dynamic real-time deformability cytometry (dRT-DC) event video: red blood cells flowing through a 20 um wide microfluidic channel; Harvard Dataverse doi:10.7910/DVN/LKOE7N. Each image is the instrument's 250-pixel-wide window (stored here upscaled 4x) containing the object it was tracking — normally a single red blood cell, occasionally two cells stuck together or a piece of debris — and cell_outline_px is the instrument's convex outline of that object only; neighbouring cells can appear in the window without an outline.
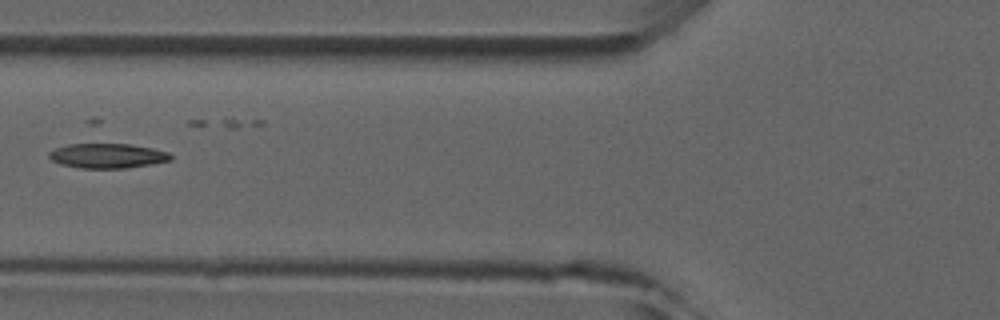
{"species": "common noctule bat (a hibernating species)", "species_latin": "Nyctalus noctula", "temperature_condition": "room temperature", "stored_images_in_passage": 8, "camera_frame_rate_fps": 3000, "um_per_image_px": 0.085, "animal": {"sex": "male", "forearm_length_mm": 52.5}, "frame": {"image": 1, "passage_image": 6, "time_ms": 6.0, "image_size_px": [1000, 320], "cell_outline_px": [[172, 160], [152, 164], [124, 168], [80, 168], [60, 164], [52, 160], [48, 156], [48, 152], [56, 148], [68, 144], [92, 140], [96, 140], [128, 144], [152, 148], [168, 152], [172, 156]], "centroid_in_image_um": [9.08, 13.19], "position_along_channel_um": 116.7, "area_um2": 18.38}}
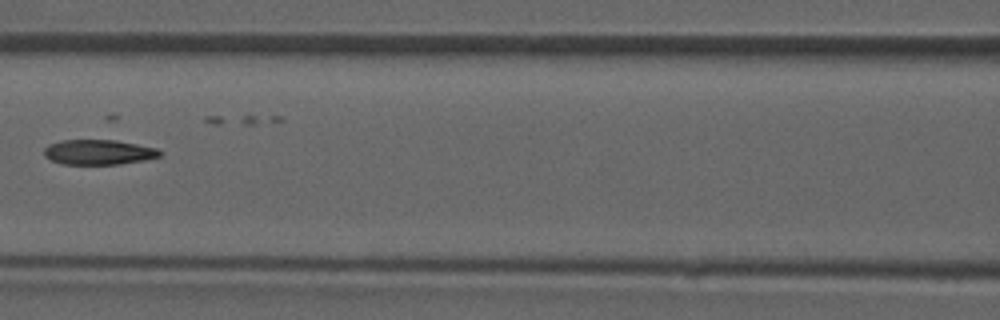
{"frame": {"image": 2, "passage_image": 7, "time_ms": 7.0, "image_size_px": [1000, 320], "cell_outline_px": [[160, 156], [144, 160], [120, 164], [64, 164], [52, 160], [44, 156], [44, 148], [48, 144], [64, 140], [108, 136], [156, 148], [160, 152]], "centroid_in_image_um": [8.39, 12.86], "position_along_channel_um": 158.2, "area_um2": 17.8}}